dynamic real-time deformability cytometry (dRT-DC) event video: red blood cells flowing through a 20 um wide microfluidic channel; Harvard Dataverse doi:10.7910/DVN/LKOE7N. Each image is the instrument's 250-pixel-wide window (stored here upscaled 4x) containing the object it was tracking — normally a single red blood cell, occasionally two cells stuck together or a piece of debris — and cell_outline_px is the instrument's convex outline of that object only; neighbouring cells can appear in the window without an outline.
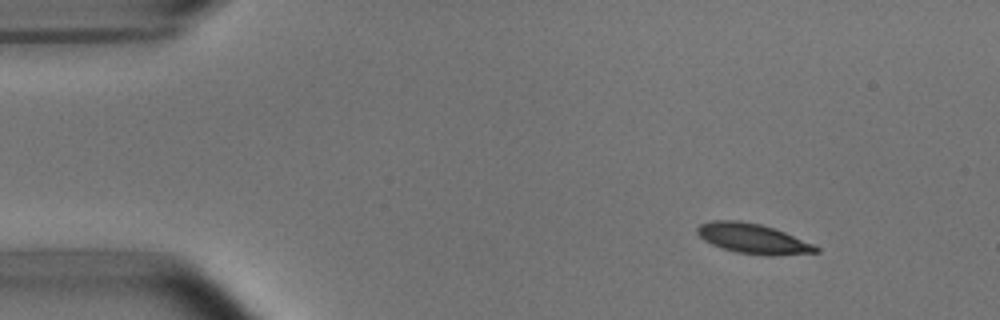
{"species": "common noctule bat (a hibernating species)", "species_latin": "Nyctalus noctula", "temperature_condition": "room temperature", "stored_images_in_passage": 11, "camera_frame_rate_fps": 3000, "um_per_image_px": 0.085, "animal": {"sex": "male", "body_mass_g": 15.6}, "frame": {"image": 1, "passage_image": 1, "time_ms": 0.0, "image_size_px": [1000, 320], "cell_outline_px": [[820, 252], [772, 256], [768, 256], [736, 252], [712, 244], [704, 240], [696, 232], [696, 228], [700, 224], [712, 220], [740, 220], [760, 224], [784, 232], [812, 244], [820, 248]], "centroid_in_image_um": [63.98, 20.28], "position_along_channel_um": 21.0, "area_um2": 20.58}}
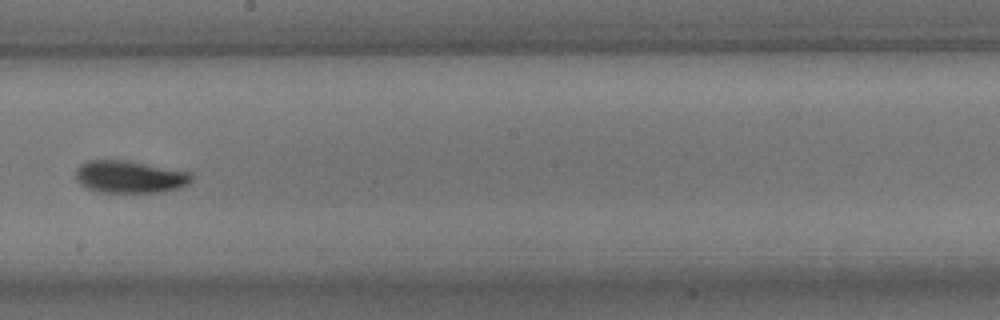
{"frame": {"image": 2, "passage_image": 7, "time_ms": 8.0, "image_size_px": [1000, 320], "cell_outline_px": [[192, 180], [188, 184], [180, 188], [160, 192], [100, 192], [88, 188], [80, 184], [76, 180], [76, 168], [80, 164], [88, 160], [128, 160], [192, 172]], "centroid_in_image_um": [11.04, 15.02], "position_along_channel_um": 237.2, "area_um2": 22.02}}
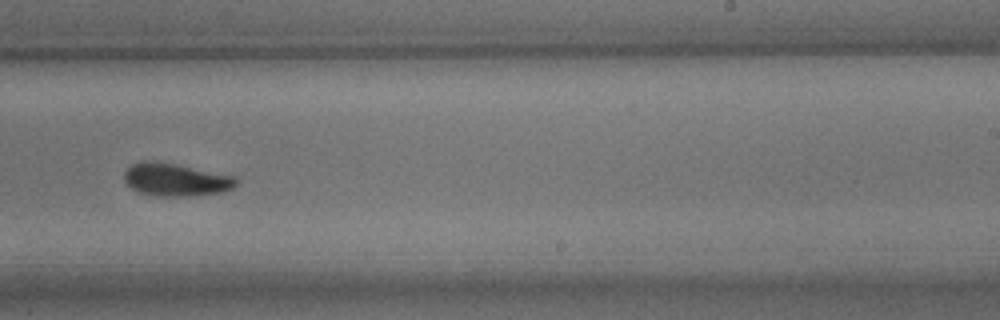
{"frame": {"image": 3, "passage_image": 8, "time_ms": 9.0, "image_size_px": [1000, 320], "cell_outline_px": [[240, 180], [232, 188], [224, 192], [188, 196], [160, 196], [136, 192], [124, 180], [124, 172], [132, 164], [140, 160], [152, 160], [176, 164], [236, 176]], "centroid_in_image_um": [14.94, 15.26], "position_along_channel_um": 274.1, "area_um2": 21.62}, "authors_computed_cell_mechanics": {"area_um2": 21.3282, "velocity_mm_per_s": 3.7073, "shape_relaxation_time_tau1_ms": 3.2374, "shape_relaxation_time_tau2_ms": 2.1547, "deformation_change_tau1": 0.1119, "deformation_change_tau2": 0.0571}}